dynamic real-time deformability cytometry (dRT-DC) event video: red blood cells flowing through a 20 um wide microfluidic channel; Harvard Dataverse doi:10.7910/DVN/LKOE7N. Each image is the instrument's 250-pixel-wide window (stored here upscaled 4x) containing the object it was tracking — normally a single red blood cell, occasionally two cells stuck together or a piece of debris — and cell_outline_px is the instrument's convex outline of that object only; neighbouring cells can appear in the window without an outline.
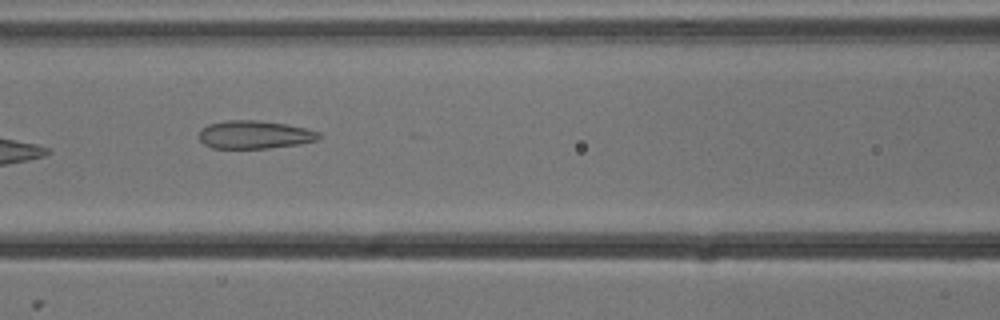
{"species": "common noctule bat (a hibernating species)", "species_latin": "Nyctalus noctula", "temperature_condition": "cold", "stored_images_in_passage": 11, "camera_frame_rate_fps": 3000, "um_per_image_px": 0.085, "animal": {"sex": "male", "body_mass_g": 13.3}, "frame": {"image": 1, "passage_image": 8, "time_ms": 2.333, "image_size_px": [1000, 320], "cell_outline_px": [[324, 136], [320, 140], [300, 144], [268, 148], [212, 148], [204, 144], [200, 140], [200, 128], [208, 124], [224, 120], [256, 120], [288, 124], [320, 132]], "centroid_in_image_um": [21.68, 11.44], "position_along_channel_um": 144.9, "area_um2": 19.88}}
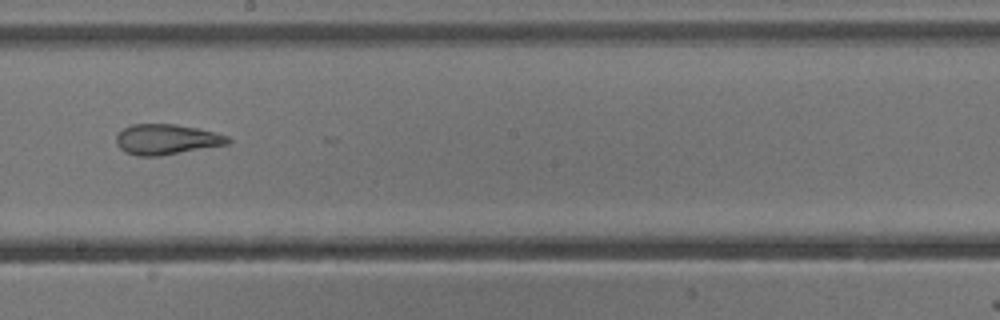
{"frame": {"image": 2, "passage_image": 10, "time_ms": 3.0, "image_size_px": [1000, 320], "cell_outline_px": [[232, 140], [228, 144], [160, 156], [136, 156], [124, 152], [116, 144], [116, 136], [124, 128], [132, 124], [176, 124], [196, 128], [228, 136]], "centroid_in_image_um": [14.13, 11.86], "position_along_channel_um": 234.1, "area_um2": 19.71}}
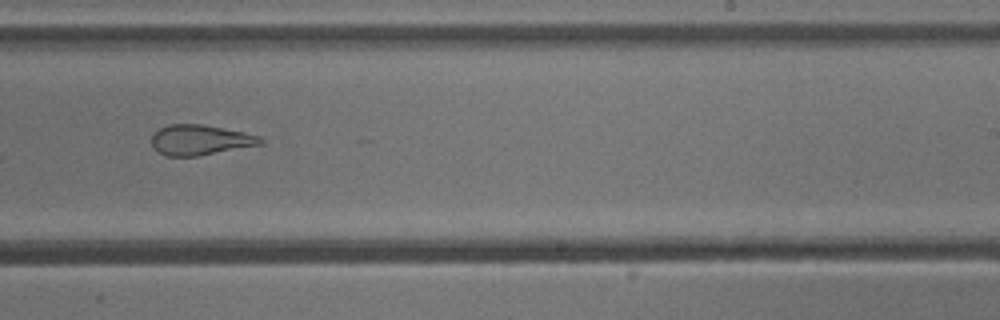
{"frame": {"image": 3, "passage_image": 11, "time_ms": 3.333, "image_size_px": [1000, 320], "cell_outline_px": [[264, 144], [196, 156], [164, 156], [156, 152], [152, 148], [152, 136], [160, 128], [168, 124], [200, 124], [244, 132], [260, 136], [264, 140]], "centroid_in_image_um": [17.0, 11.9], "position_along_channel_um": 272.0, "area_um2": 19.25}}